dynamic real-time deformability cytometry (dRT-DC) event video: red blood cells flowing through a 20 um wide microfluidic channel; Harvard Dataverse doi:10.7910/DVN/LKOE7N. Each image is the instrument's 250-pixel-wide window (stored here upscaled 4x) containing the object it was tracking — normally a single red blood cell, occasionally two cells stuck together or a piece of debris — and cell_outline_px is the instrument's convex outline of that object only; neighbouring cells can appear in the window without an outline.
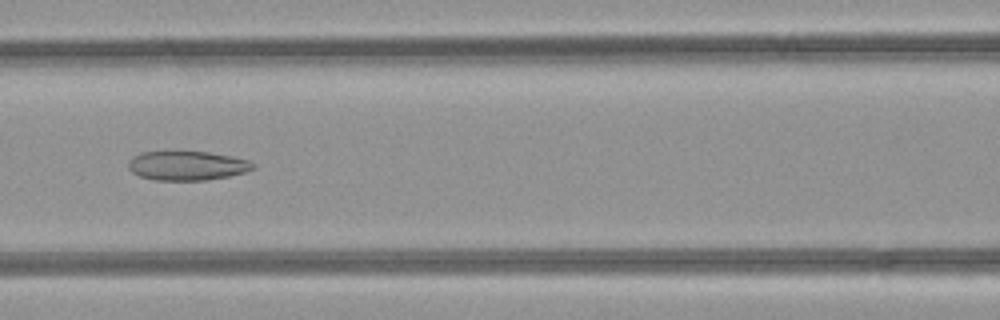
{"species": "common noctule bat (a hibernating species)", "species_latin": "Nyctalus noctula", "temperature_condition": "room temperature", "stored_images_in_passage": 49, "camera_frame_rate_fps": 3000, "um_per_image_px": 0.085, "animal": {"sex": "female", "body_mass_g": 21.9}, "frame": {"image": 1, "passage_image": 22, "time_ms": 7.0, "image_size_px": [1000, 320], "cell_outline_px": [[256, 168], [244, 172], [228, 176], [204, 180], [152, 180], [140, 176], [132, 172], [128, 168], [128, 160], [132, 156], [140, 152], [208, 152], [232, 156], [248, 160], [256, 164]], "centroid_in_image_um": [15.89, 14.08], "position_along_channel_um": 150.7, "area_um2": 21.27}}
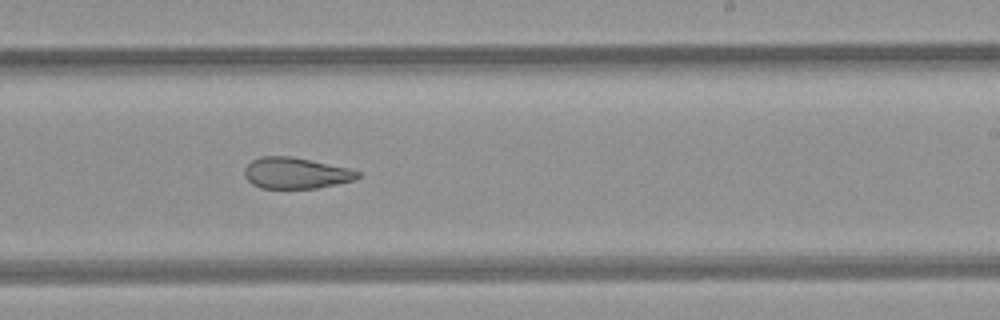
{"frame": {"image": 2, "passage_image": 30, "time_ms": 9.667, "image_size_px": [1000, 320], "cell_outline_px": [[360, 176], [352, 180], [336, 184], [316, 188], [260, 188], [252, 184], [244, 176], [244, 168], [252, 160], [260, 156], [292, 156], [348, 168], [360, 172]], "centroid_in_image_um": [25.1, 14.71], "position_along_channel_um": 263.9, "area_um2": 20.46}}
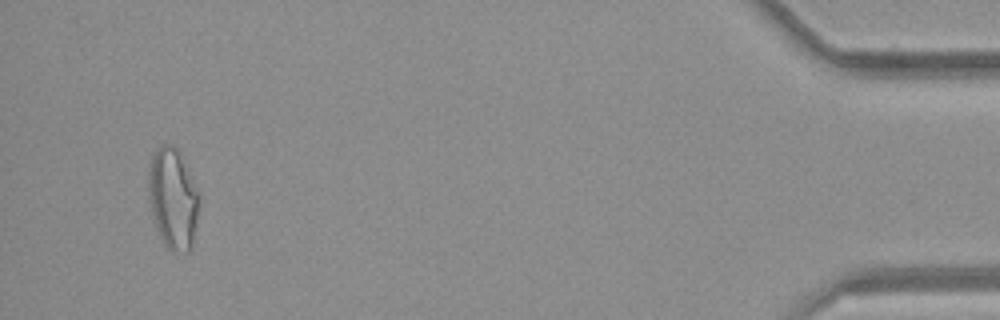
{"frame": {"image": 3, "passage_image": 47, "time_ms": 15.333, "image_size_px": [1000, 320], "cell_outline_px": [[196, 220], [192, 248], [188, 252], [172, 252], [164, 244], [156, 228], [148, 196], [148, 176], [152, 156], [160, 144], [172, 144], [180, 152], [196, 192]], "centroid_in_image_um": [14.65, 16.9], "position_along_channel_um": 420.6, "area_um2": 28.96}, "authors_computed_cell_mechanics": {"area_um2": 25.7788, "velocity_mm_per_s": 4.2589, "shape_relaxation_time_tau1_ms": null, "shape_relaxation_time_tau2_ms": 3.7784, "deformation_change_tau1": null, "deformation_change_tau2": 0.1323}}